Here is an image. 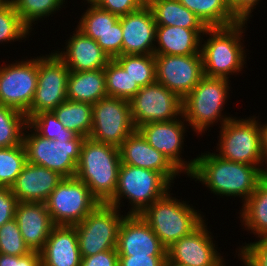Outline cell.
<instances>
[{"mask_svg": "<svg viewBox=\"0 0 267 266\" xmlns=\"http://www.w3.org/2000/svg\"><path fill=\"white\" fill-rule=\"evenodd\" d=\"M163 266H185V265H181V264H178L172 260H170L168 257L165 259L164 263H163Z\"/></svg>", "mask_w": 267, "mask_h": 266, "instance_id": "681fc988", "label": "cell"}, {"mask_svg": "<svg viewBox=\"0 0 267 266\" xmlns=\"http://www.w3.org/2000/svg\"><path fill=\"white\" fill-rule=\"evenodd\" d=\"M0 266H42L41 255L38 251H31L24 256L0 253Z\"/></svg>", "mask_w": 267, "mask_h": 266, "instance_id": "ee69618b", "label": "cell"}, {"mask_svg": "<svg viewBox=\"0 0 267 266\" xmlns=\"http://www.w3.org/2000/svg\"><path fill=\"white\" fill-rule=\"evenodd\" d=\"M260 139H261V151L264 157L265 163L267 164V123L264 125L259 124ZM267 167V165H266Z\"/></svg>", "mask_w": 267, "mask_h": 266, "instance_id": "c3c4849f", "label": "cell"}, {"mask_svg": "<svg viewBox=\"0 0 267 266\" xmlns=\"http://www.w3.org/2000/svg\"><path fill=\"white\" fill-rule=\"evenodd\" d=\"M121 165L119 148L85 138L75 177L84 182L100 203L114 196Z\"/></svg>", "mask_w": 267, "mask_h": 266, "instance_id": "7a4b0ae2", "label": "cell"}, {"mask_svg": "<svg viewBox=\"0 0 267 266\" xmlns=\"http://www.w3.org/2000/svg\"><path fill=\"white\" fill-rule=\"evenodd\" d=\"M24 144L0 148V186L11 187L26 164Z\"/></svg>", "mask_w": 267, "mask_h": 266, "instance_id": "8d00e7d4", "label": "cell"}, {"mask_svg": "<svg viewBox=\"0 0 267 266\" xmlns=\"http://www.w3.org/2000/svg\"><path fill=\"white\" fill-rule=\"evenodd\" d=\"M167 256H119L118 266H163Z\"/></svg>", "mask_w": 267, "mask_h": 266, "instance_id": "bcb514c9", "label": "cell"}, {"mask_svg": "<svg viewBox=\"0 0 267 266\" xmlns=\"http://www.w3.org/2000/svg\"><path fill=\"white\" fill-rule=\"evenodd\" d=\"M258 1L260 0H227L231 11L240 21H248L249 17H252L250 15Z\"/></svg>", "mask_w": 267, "mask_h": 266, "instance_id": "7dc6e473", "label": "cell"}, {"mask_svg": "<svg viewBox=\"0 0 267 266\" xmlns=\"http://www.w3.org/2000/svg\"><path fill=\"white\" fill-rule=\"evenodd\" d=\"M151 0H143L145 4H148Z\"/></svg>", "mask_w": 267, "mask_h": 266, "instance_id": "f907efd6", "label": "cell"}, {"mask_svg": "<svg viewBox=\"0 0 267 266\" xmlns=\"http://www.w3.org/2000/svg\"><path fill=\"white\" fill-rule=\"evenodd\" d=\"M239 247V254L245 266H267V237Z\"/></svg>", "mask_w": 267, "mask_h": 266, "instance_id": "ab89813d", "label": "cell"}, {"mask_svg": "<svg viewBox=\"0 0 267 266\" xmlns=\"http://www.w3.org/2000/svg\"><path fill=\"white\" fill-rule=\"evenodd\" d=\"M89 6L80 17L77 29L96 41L101 35L107 33L120 17L101 9L93 2H90Z\"/></svg>", "mask_w": 267, "mask_h": 266, "instance_id": "836d02e7", "label": "cell"}, {"mask_svg": "<svg viewBox=\"0 0 267 266\" xmlns=\"http://www.w3.org/2000/svg\"><path fill=\"white\" fill-rule=\"evenodd\" d=\"M119 152L122 164L160 172L170 183L181 174L166 156L149 145L138 129L122 142Z\"/></svg>", "mask_w": 267, "mask_h": 266, "instance_id": "ffe728a7", "label": "cell"}, {"mask_svg": "<svg viewBox=\"0 0 267 266\" xmlns=\"http://www.w3.org/2000/svg\"><path fill=\"white\" fill-rule=\"evenodd\" d=\"M54 225L80 223L100 202L89 187L76 177L63 178L45 202Z\"/></svg>", "mask_w": 267, "mask_h": 266, "instance_id": "30bf717a", "label": "cell"}, {"mask_svg": "<svg viewBox=\"0 0 267 266\" xmlns=\"http://www.w3.org/2000/svg\"><path fill=\"white\" fill-rule=\"evenodd\" d=\"M27 125L26 114L0 103V148L21 145Z\"/></svg>", "mask_w": 267, "mask_h": 266, "instance_id": "4dcf8cb0", "label": "cell"}, {"mask_svg": "<svg viewBox=\"0 0 267 266\" xmlns=\"http://www.w3.org/2000/svg\"><path fill=\"white\" fill-rule=\"evenodd\" d=\"M118 256H167V248L140 214H126L119 228Z\"/></svg>", "mask_w": 267, "mask_h": 266, "instance_id": "ac0fdd59", "label": "cell"}, {"mask_svg": "<svg viewBox=\"0 0 267 266\" xmlns=\"http://www.w3.org/2000/svg\"><path fill=\"white\" fill-rule=\"evenodd\" d=\"M76 32L68 39L66 51H55L70 71H93L104 69L111 60L97 42L84 35L76 28Z\"/></svg>", "mask_w": 267, "mask_h": 266, "instance_id": "603a6c76", "label": "cell"}, {"mask_svg": "<svg viewBox=\"0 0 267 266\" xmlns=\"http://www.w3.org/2000/svg\"><path fill=\"white\" fill-rule=\"evenodd\" d=\"M117 249L106 250L89 257H82L80 266H118Z\"/></svg>", "mask_w": 267, "mask_h": 266, "instance_id": "f6af8a7d", "label": "cell"}, {"mask_svg": "<svg viewBox=\"0 0 267 266\" xmlns=\"http://www.w3.org/2000/svg\"><path fill=\"white\" fill-rule=\"evenodd\" d=\"M68 130L88 138L92 130V104L66 100L52 111Z\"/></svg>", "mask_w": 267, "mask_h": 266, "instance_id": "f546056e", "label": "cell"}, {"mask_svg": "<svg viewBox=\"0 0 267 266\" xmlns=\"http://www.w3.org/2000/svg\"><path fill=\"white\" fill-rule=\"evenodd\" d=\"M123 33L120 19L111 27V29L101 35L97 40V44L101 49L109 55L111 59L122 55Z\"/></svg>", "mask_w": 267, "mask_h": 266, "instance_id": "60d3db41", "label": "cell"}, {"mask_svg": "<svg viewBox=\"0 0 267 266\" xmlns=\"http://www.w3.org/2000/svg\"><path fill=\"white\" fill-rule=\"evenodd\" d=\"M29 33L11 1L0 0V43L23 40Z\"/></svg>", "mask_w": 267, "mask_h": 266, "instance_id": "d590c367", "label": "cell"}, {"mask_svg": "<svg viewBox=\"0 0 267 266\" xmlns=\"http://www.w3.org/2000/svg\"><path fill=\"white\" fill-rule=\"evenodd\" d=\"M140 88L156 81L155 55H119L114 58Z\"/></svg>", "mask_w": 267, "mask_h": 266, "instance_id": "d6a6232c", "label": "cell"}, {"mask_svg": "<svg viewBox=\"0 0 267 266\" xmlns=\"http://www.w3.org/2000/svg\"><path fill=\"white\" fill-rule=\"evenodd\" d=\"M129 103L136 129L150 122L184 118L182 99L157 81L140 88Z\"/></svg>", "mask_w": 267, "mask_h": 266, "instance_id": "4fadbf2b", "label": "cell"}, {"mask_svg": "<svg viewBox=\"0 0 267 266\" xmlns=\"http://www.w3.org/2000/svg\"><path fill=\"white\" fill-rule=\"evenodd\" d=\"M15 219L25 244L31 251L40 252L55 226L46 204L42 202H18Z\"/></svg>", "mask_w": 267, "mask_h": 266, "instance_id": "7402d4cb", "label": "cell"}, {"mask_svg": "<svg viewBox=\"0 0 267 266\" xmlns=\"http://www.w3.org/2000/svg\"><path fill=\"white\" fill-rule=\"evenodd\" d=\"M63 178L56 171L26 162L10 188L18 202L45 203Z\"/></svg>", "mask_w": 267, "mask_h": 266, "instance_id": "44dd1931", "label": "cell"}, {"mask_svg": "<svg viewBox=\"0 0 267 266\" xmlns=\"http://www.w3.org/2000/svg\"><path fill=\"white\" fill-rule=\"evenodd\" d=\"M86 1H88L87 3H90V2H94L95 0H86Z\"/></svg>", "mask_w": 267, "mask_h": 266, "instance_id": "816d5d0a", "label": "cell"}, {"mask_svg": "<svg viewBox=\"0 0 267 266\" xmlns=\"http://www.w3.org/2000/svg\"><path fill=\"white\" fill-rule=\"evenodd\" d=\"M229 79L204 76L182 99V115L196 133L207 131L214 122L221 126L233 117L223 116V106L229 95ZM228 94V95H227ZM224 117V118H223ZM217 121V122H216Z\"/></svg>", "mask_w": 267, "mask_h": 266, "instance_id": "5b68a950", "label": "cell"}, {"mask_svg": "<svg viewBox=\"0 0 267 266\" xmlns=\"http://www.w3.org/2000/svg\"><path fill=\"white\" fill-rule=\"evenodd\" d=\"M93 3L118 17L135 12L146 5L143 0H95Z\"/></svg>", "mask_w": 267, "mask_h": 266, "instance_id": "b9f144b4", "label": "cell"}, {"mask_svg": "<svg viewBox=\"0 0 267 266\" xmlns=\"http://www.w3.org/2000/svg\"><path fill=\"white\" fill-rule=\"evenodd\" d=\"M146 123L138 128L149 145L161 152L180 171L189 176L195 166L196 158L184 161L180 156L185 139V119Z\"/></svg>", "mask_w": 267, "mask_h": 266, "instance_id": "2e32d148", "label": "cell"}, {"mask_svg": "<svg viewBox=\"0 0 267 266\" xmlns=\"http://www.w3.org/2000/svg\"><path fill=\"white\" fill-rule=\"evenodd\" d=\"M70 70L56 53L38 57L37 87L29 108V118L40 112H50L67 100Z\"/></svg>", "mask_w": 267, "mask_h": 266, "instance_id": "7c38bea8", "label": "cell"}, {"mask_svg": "<svg viewBox=\"0 0 267 266\" xmlns=\"http://www.w3.org/2000/svg\"><path fill=\"white\" fill-rule=\"evenodd\" d=\"M107 95L130 101L140 90L129 73L115 60L111 59L104 67Z\"/></svg>", "mask_w": 267, "mask_h": 266, "instance_id": "1f68e13d", "label": "cell"}, {"mask_svg": "<svg viewBox=\"0 0 267 266\" xmlns=\"http://www.w3.org/2000/svg\"><path fill=\"white\" fill-rule=\"evenodd\" d=\"M242 225L257 238L267 237V174L258 182L240 210Z\"/></svg>", "mask_w": 267, "mask_h": 266, "instance_id": "83f0119b", "label": "cell"}, {"mask_svg": "<svg viewBox=\"0 0 267 266\" xmlns=\"http://www.w3.org/2000/svg\"><path fill=\"white\" fill-rule=\"evenodd\" d=\"M171 195L168 192L140 214L166 248L192 233L205 221L193 206Z\"/></svg>", "mask_w": 267, "mask_h": 266, "instance_id": "277c9868", "label": "cell"}, {"mask_svg": "<svg viewBox=\"0 0 267 266\" xmlns=\"http://www.w3.org/2000/svg\"><path fill=\"white\" fill-rule=\"evenodd\" d=\"M104 69L93 71H70L67 84V99L95 104L107 97Z\"/></svg>", "mask_w": 267, "mask_h": 266, "instance_id": "484cf974", "label": "cell"}, {"mask_svg": "<svg viewBox=\"0 0 267 266\" xmlns=\"http://www.w3.org/2000/svg\"><path fill=\"white\" fill-rule=\"evenodd\" d=\"M156 81L181 99L204 77L201 52L187 56L155 55Z\"/></svg>", "mask_w": 267, "mask_h": 266, "instance_id": "9a60e30c", "label": "cell"}, {"mask_svg": "<svg viewBox=\"0 0 267 266\" xmlns=\"http://www.w3.org/2000/svg\"><path fill=\"white\" fill-rule=\"evenodd\" d=\"M40 255L42 266H80L82 256L75 226L55 225Z\"/></svg>", "mask_w": 267, "mask_h": 266, "instance_id": "cb8c5ba5", "label": "cell"}, {"mask_svg": "<svg viewBox=\"0 0 267 266\" xmlns=\"http://www.w3.org/2000/svg\"><path fill=\"white\" fill-rule=\"evenodd\" d=\"M28 125L38 135L49 140L74 139L77 136L73 131L66 129L52 111L31 116Z\"/></svg>", "mask_w": 267, "mask_h": 266, "instance_id": "74e56055", "label": "cell"}, {"mask_svg": "<svg viewBox=\"0 0 267 266\" xmlns=\"http://www.w3.org/2000/svg\"><path fill=\"white\" fill-rule=\"evenodd\" d=\"M170 187L171 183L160 172L121 163L115 194L107 204L120 209L122 198H127L132 206L127 214H141L165 196Z\"/></svg>", "mask_w": 267, "mask_h": 266, "instance_id": "8992f818", "label": "cell"}, {"mask_svg": "<svg viewBox=\"0 0 267 266\" xmlns=\"http://www.w3.org/2000/svg\"><path fill=\"white\" fill-rule=\"evenodd\" d=\"M247 21L228 27L207 28L204 35L210 37L201 44L204 76L226 78L242 71L246 63L245 50L241 40Z\"/></svg>", "mask_w": 267, "mask_h": 266, "instance_id": "3957f363", "label": "cell"}, {"mask_svg": "<svg viewBox=\"0 0 267 266\" xmlns=\"http://www.w3.org/2000/svg\"><path fill=\"white\" fill-rule=\"evenodd\" d=\"M120 23L123 33L122 55L154 54L157 25L153 12L147 4L135 12L120 17Z\"/></svg>", "mask_w": 267, "mask_h": 266, "instance_id": "d6986e66", "label": "cell"}, {"mask_svg": "<svg viewBox=\"0 0 267 266\" xmlns=\"http://www.w3.org/2000/svg\"><path fill=\"white\" fill-rule=\"evenodd\" d=\"M206 29H187L178 26H157L154 55L187 56L201 52ZM202 33V34H201ZM202 39V40H201Z\"/></svg>", "mask_w": 267, "mask_h": 266, "instance_id": "d4e9b609", "label": "cell"}, {"mask_svg": "<svg viewBox=\"0 0 267 266\" xmlns=\"http://www.w3.org/2000/svg\"><path fill=\"white\" fill-rule=\"evenodd\" d=\"M205 224L168 247L167 257L185 266H225Z\"/></svg>", "mask_w": 267, "mask_h": 266, "instance_id": "e0dca14e", "label": "cell"}, {"mask_svg": "<svg viewBox=\"0 0 267 266\" xmlns=\"http://www.w3.org/2000/svg\"><path fill=\"white\" fill-rule=\"evenodd\" d=\"M31 252L25 244L15 218L0 227V253L24 256Z\"/></svg>", "mask_w": 267, "mask_h": 266, "instance_id": "f35d334b", "label": "cell"}, {"mask_svg": "<svg viewBox=\"0 0 267 266\" xmlns=\"http://www.w3.org/2000/svg\"><path fill=\"white\" fill-rule=\"evenodd\" d=\"M135 130L128 100L107 96L92 105L90 139L119 148Z\"/></svg>", "mask_w": 267, "mask_h": 266, "instance_id": "8fae6325", "label": "cell"}, {"mask_svg": "<svg viewBox=\"0 0 267 266\" xmlns=\"http://www.w3.org/2000/svg\"><path fill=\"white\" fill-rule=\"evenodd\" d=\"M22 22L31 30L32 23L60 10L65 0H10Z\"/></svg>", "mask_w": 267, "mask_h": 266, "instance_id": "e575fe53", "label": "cell"}, {"mask_svg": "<svg viewBox=\"0 0 267 266\" xmlns=\"http://www.w3.org/2000/svg\"><path fill=\"white\" fill-rule=\"evenodd\" d=\"M222 159L216 153L196 157L190 178L205 184L211 193L242 197L243 203L251 196L258 182L267 174V168Z\"/></svg>", "mask_w": 267, "mask_h": 266, "instance_id": "6da1fadb", "label": "cell"}, {"mask_svg": "<svg viewBox=\"0 0 267 266\" xmlns=\"http://www.w3.org/2000/svg\"><path fill=\"white\" fill-rule=\"evenodd\" d=\"M120 209L100 203L80 223L75 224L78 246L82 257L116 249L123 218Z\"/></svg>", "mask_w": 267, "mask_h": 266, "instance_id": "9c48e42d", "label": "cell"}, {"mask_svg": "<svg viewBox=\"0 0 267 266\" xmlns=\"http://www.w3.org/2000/svg\"><path fill=\"white\" fill-rule=\"evenodd\" d=\"M38 78V57L0 67V103L26 114L34 99Z\"/></svg>", "mask_w": 267, "mask_h": 266, "instance_id": "5bb4252c", "label": "cell"}, {"mask_svg": "<svg viewBox=\"0 0 267 266\" xmlns=\"http://www.w3.org/2000/svg\"><path fill=\"white\" fill-rule=\"evenodd\" d=\"M192 11L207 28L228 27L240 20L231 11L227 0H178Z\"/></svg>", "mask_w": 267, "mask_h": 266, "instance_id": "f1b7e54d", "label": "cell"}, {"mask_svg": "<svg viewBox=\"0 0 267 266\" xmlns=\"http://www.w3.org/2000/svg\"><path fill=\"white\" fill-rule=\"evenodd\" d=\"M18 200L10 187L0 186V227L15 218Z\"/></svg>", "mask_w": 267, "mask_h": 266, "instance_id": "7bdbcfd3", "label": "cell"}, {"mask_svg": "<svg viewBox=\"0 0 267 266\" xmlns=\"http://www.w3.org/2000/svg\"><path fill=\"white\" fill-rule=\"evenodd\" d=\"M157 26H178L187 29H207L203 22L178 0H151L147 4Z\"/></svg>", "mask_w": 267, "mask_h": 266, "instance_id": "4316f807", "label": "cell"}, {"mask_svg": "<svg viewBox=\"0 0 267 266\" xmlns=\"http://www.w3.org/2000/svg\"><path fill=\"white\" fill-rule=\"evenodd\" d=\"M219 146L216 153L222 159L244 163L247 165L264 166L265 162L261 151L259 123L256 117L226 121L220 126Z\"/></svg>", "mask_w": 267, "mask_h": 266, "instance_id": "ba28073f", "label": "cell"}, {"mask_svg": "<svg viewBox=\"0 0 267 266\" xmlns=\"http://www.w3.org/2000/svg\"><path fill=\"white\" fill-rule=\"evenodd\" d=\"M26 129H31V134L26 131L23 135L27 162L56 171L64 178L75 177L85 137L77 135L74 139L49 140L29 125Z\"/></svg>", "mask_w": 267, "mask_h": 266, "instance_id": "52a82bcc", "label": "cell"}]
</instances>
